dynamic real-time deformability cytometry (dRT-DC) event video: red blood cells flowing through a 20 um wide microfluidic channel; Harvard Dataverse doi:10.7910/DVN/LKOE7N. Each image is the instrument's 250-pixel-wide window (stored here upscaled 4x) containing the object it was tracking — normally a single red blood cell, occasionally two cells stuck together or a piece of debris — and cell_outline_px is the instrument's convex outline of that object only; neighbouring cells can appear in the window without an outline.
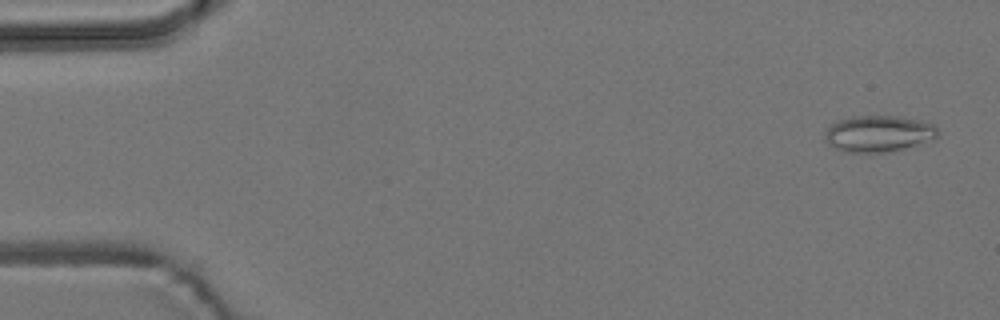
{"species": "common noctule bat (a hibernating species)", "species_latin": "Nyctalus noctula", "temperature_condition": "room temperature", "stored_images_in_passage": 4, "camera_frame_rate_fps": 3000, "um_per_image_px": 0.085, "animal": {"sex": "male", "body_mass_g": 19.2, "forearm_length_mm": 51.8}, "frame": {"image": 1, "passage_image": 1, "time_ms": 0.0, "image_size_px": [1000, 320], "cell_outline_px": [[940, 132], [936, 136], [904, 148], [884, 152], [844, 152], [832, 148], [824, 140], [824, 136], [828, 128], [832, 124], [840, 120], [852, 116], [896, 116], [920, 120], [932, 124]], "centroid_in_image_um": [74.6, 11.36], "position_along_channel_um": 10.4, "area_um2": 23.58}}